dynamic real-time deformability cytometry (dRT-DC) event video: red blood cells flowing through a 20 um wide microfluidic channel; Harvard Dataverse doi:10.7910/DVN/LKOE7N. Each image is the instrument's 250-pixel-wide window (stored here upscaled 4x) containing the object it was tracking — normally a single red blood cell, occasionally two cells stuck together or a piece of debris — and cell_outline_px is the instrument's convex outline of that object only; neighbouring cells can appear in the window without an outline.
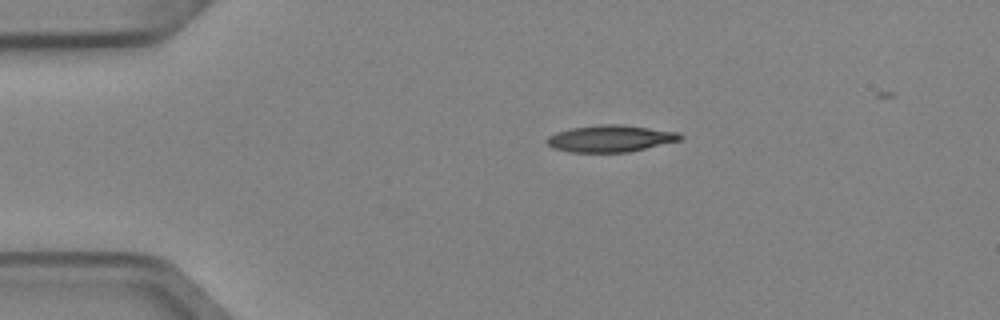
{"species": "Egyptian fruit bat (a non-hibernating species)", "species_latin": "Rousettus aegyptiacus", "temperature_condition": "cold", "stored_images_in_passage": 3, "camera_frame_rate_fps": 3000, "um_per_image_px": 0.085, "animal": {"sex": "female"}, "frame": {"image": 1, "passage_image": 1, "time_ms": 0.0, "image_size_px": [1000, 320], "cell_outline_px": [[684, 136], [680, 140], [628, 152], [568, 152], [552, 148], [544, 140], [548, 136], [556, 132], [572, 128], [600, 124], [624, 124], [680, 132]], "centroid_in_image_um": [51.88, 11.77], "position_along_channel_um": 33.1, "area_um2": 20.98}}